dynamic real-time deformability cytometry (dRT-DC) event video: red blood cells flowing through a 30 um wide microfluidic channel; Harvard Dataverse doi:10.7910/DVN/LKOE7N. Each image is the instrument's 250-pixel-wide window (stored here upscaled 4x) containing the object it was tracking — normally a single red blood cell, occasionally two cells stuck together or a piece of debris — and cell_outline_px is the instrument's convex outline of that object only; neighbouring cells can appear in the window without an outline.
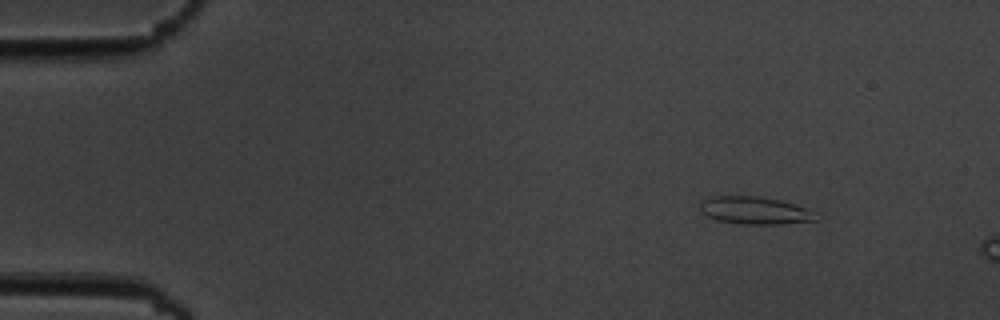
{"species": "common noctule bat (a hibernating species)", "species_latin": "Nyctalus noctula", "temperature_condition": "cold", "stored_images_in_passage": 3, "camera_frame_rate_fps": 3000, "um_per_image_px": 0.085, "animal": {"sex": "male", "body_mass_g": 19.5, "forearm_length_mm": 54.6}, "frame": {"image": 1, "passage_image": 1, "time_ms": 0.0, "image_size_px": [1000, 320], "cell_outline_px": [[820, 220], [780, 224], [744, 224], [716, 220], [700, 212], [700, 204], [704, 200], [712, 196], [760, 196], [780, 200], [804, 208], [812, 212]], "centroid_in_image_um": [64.13, 17.89], "position_along_channel_um": 20.9, "area_um2": 18.44}}